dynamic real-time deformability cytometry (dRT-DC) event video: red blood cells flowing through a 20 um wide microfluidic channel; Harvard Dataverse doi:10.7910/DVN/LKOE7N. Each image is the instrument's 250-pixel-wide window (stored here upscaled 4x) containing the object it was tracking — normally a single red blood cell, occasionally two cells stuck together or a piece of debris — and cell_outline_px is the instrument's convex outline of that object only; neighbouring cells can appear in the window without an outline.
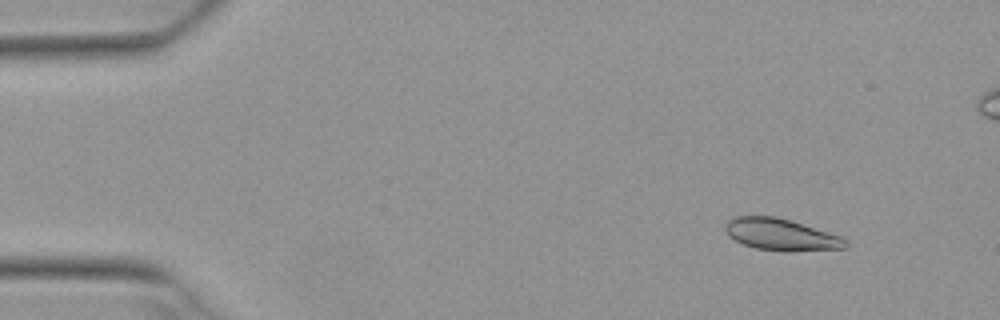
{"species": "Egyptian fruit bat (a non-hibernating species)", "species_latin": "Rousettus aegyptiacus", "temperature_condition": "warm", "stored_images_in_passage": 4, "camera_frame_rate_fps": 3000, "um_per_image_px": 0.085, "animal": {"sex": "female"}, "frame": {"image": 1, "passage_image": 1, "time_ms": 0.0, "image_size_px": [1000, 320], "cell_outline_px": [[848, 244], [844, 248], [784, 252], [756, 248], [744, 244], [736, 240], [724, 228], [724, 224], [728, 220], [736, 216], [776, 216], [840, 236], [848, 240]], "centroid_in_image_um": [66.39, 19.94], "position_along_channel_um": 18.6, "area_um2": 21.96}}